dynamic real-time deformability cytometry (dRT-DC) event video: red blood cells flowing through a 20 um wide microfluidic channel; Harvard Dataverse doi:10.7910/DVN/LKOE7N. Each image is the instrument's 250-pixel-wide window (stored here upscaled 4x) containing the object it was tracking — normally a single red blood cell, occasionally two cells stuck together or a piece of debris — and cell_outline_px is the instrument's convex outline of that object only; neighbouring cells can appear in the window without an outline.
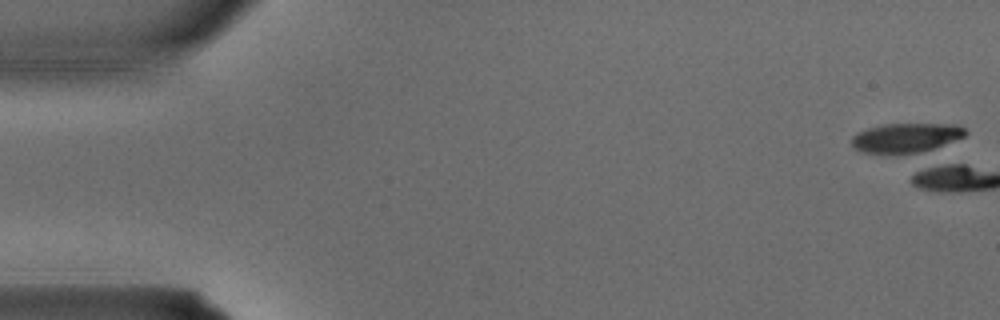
{"species": "common noctule bat (a hibernating species)", "species_latin": "Nyctalus noctula", "temperature_condition": "warm", "stored_images_in_passage": 3, "camera_frame_rate_fps": 3000, "um_per_image_px": 0.085, "animal": {"sex": "male", "body_mass_g": 15.6}, "frame": {"image": 1, "passage_image": 1, "time_ms": 0.0, "image_size_px": [1000, 320], "cell_outline_px": [[968, 132], [964, 136], [932, 148], [920, 152], [864, 152], [856, 148], [852, 144], [852, 136], [868, 128], [884, 124], [956, 124], [964, 128]], "centroid_in_image_um": [77.03, 11.67], "position_along_channel_um": 8.0, "area_um2": 18.73}}